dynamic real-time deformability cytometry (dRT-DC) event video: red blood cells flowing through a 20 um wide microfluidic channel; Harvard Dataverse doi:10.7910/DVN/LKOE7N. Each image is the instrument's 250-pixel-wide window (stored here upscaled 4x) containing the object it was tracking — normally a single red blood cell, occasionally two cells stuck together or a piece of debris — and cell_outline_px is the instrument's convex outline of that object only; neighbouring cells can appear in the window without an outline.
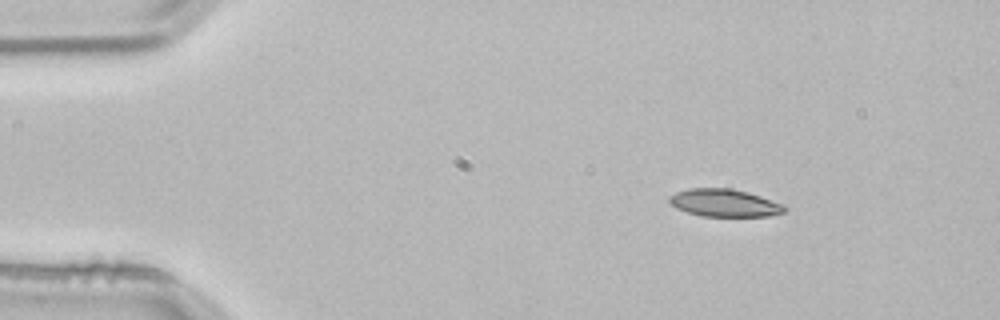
{"species": "common noctule bat (a hibernating species)", "species_latin": "Nyctalus noctula", "temperature_condition": "room temperature", "stored_images_in_passage": 3, "segment_of_instrument_passage": [1, 2], "camera_frame_rate_fps": 3000, "um_per_image_px": 0.085, "animal": {"sex": "male", "body_mass_g": 21.5, "forearm_length_mm": 52.0}, "frame": {"image": 1, "passage_image": 1, "time_ms": 0.0, "image_size_px": [1000, 320], "cell_outline_px": [[788, 208], [784, 212], [768, 216], [700, 216], [676, 208], [668, 200], [668, 196], [676, 192], [688, 188], [732, 188], [748, 192], [784, 204]], "centroid_in_image_um": [61.58, 17.24], "position_along_channel_um": 23.4, "area_um2": 18.61}}